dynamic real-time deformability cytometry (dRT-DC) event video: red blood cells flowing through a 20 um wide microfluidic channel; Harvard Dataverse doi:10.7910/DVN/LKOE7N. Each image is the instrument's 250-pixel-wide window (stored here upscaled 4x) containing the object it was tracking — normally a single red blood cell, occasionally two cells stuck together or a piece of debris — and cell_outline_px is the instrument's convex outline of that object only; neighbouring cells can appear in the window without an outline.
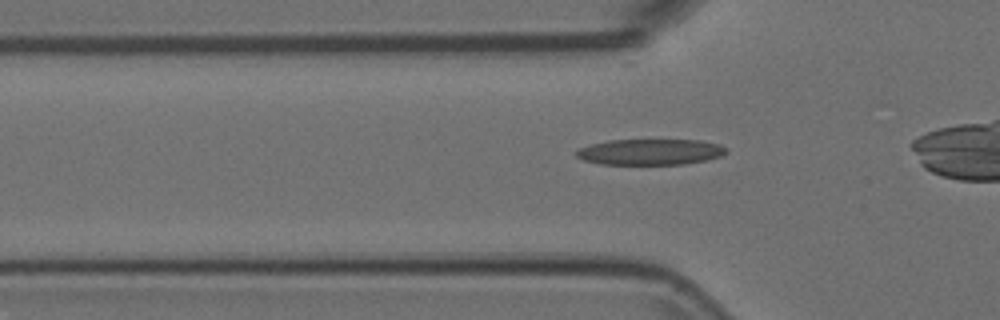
{"species": "Egyptian fruit bat (a non-hibernating species)", "species_latin": "Rousettus aegyptiacus", "temperature_condition": "room temperature", "stored_images_in_passage": 36, "camera_frame_rate_fps": 3000, "um_per_image_px": 0.085, "animal": {"sex": "female"}, "frame": {"image": 1, "passage_image": 10, "time_ms": 3.0, "image_size_px": [1000, 320], "cell_outline_px": [[728, 152], [720, 156], [704, 160], [684, 164], [600, 164], [584, 160], [576, 156], [576, 152], [580, 148], [592, 144], [608, 140], [700, 140], [720, 144], [728, 148]], "centroid_in_image_um": [55.3, 12.91], "position_along_channel_um": 70.5, "area_um2": 22.54}}
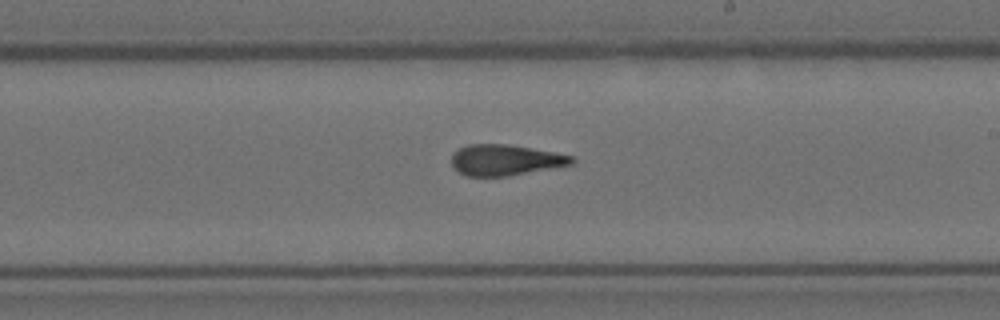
{"frame": {"image": 2, "passage_image": 24, "time_ms": 7.667, "image_size_px": [1000, 320], "cell_outline_px": [[576, 160], [572, 164], [508, 176], [464, 176], [452, 164], [452, 156], [460, 148], [468, 144], [508, 144], [552, 152], [572, 156]], "centroid_in_image_um": [42.94, 13.6], "position_along_channel_um": 246.1, "area_um2": 21.27}}
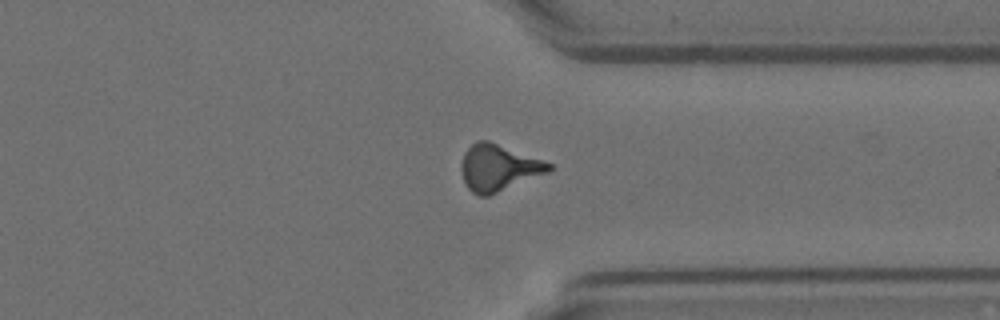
{"frame": {"image": 3, "passage_image": 34, "time_ms": 11.0, "image_size_px": [1000, 320], "cell_outline_px": [[552, 168], [548, 172], [488, 196], [480, 196], [472, 192], [464, 184], [460, 168], [460, 164], [464, 152], [476, 140], [488, 140], [544, 160], [552, 164]], "centroid_in_image_um": [42.33, 14.25], "position_along_channel_um": 369.1, "area_um2": 23.76}}